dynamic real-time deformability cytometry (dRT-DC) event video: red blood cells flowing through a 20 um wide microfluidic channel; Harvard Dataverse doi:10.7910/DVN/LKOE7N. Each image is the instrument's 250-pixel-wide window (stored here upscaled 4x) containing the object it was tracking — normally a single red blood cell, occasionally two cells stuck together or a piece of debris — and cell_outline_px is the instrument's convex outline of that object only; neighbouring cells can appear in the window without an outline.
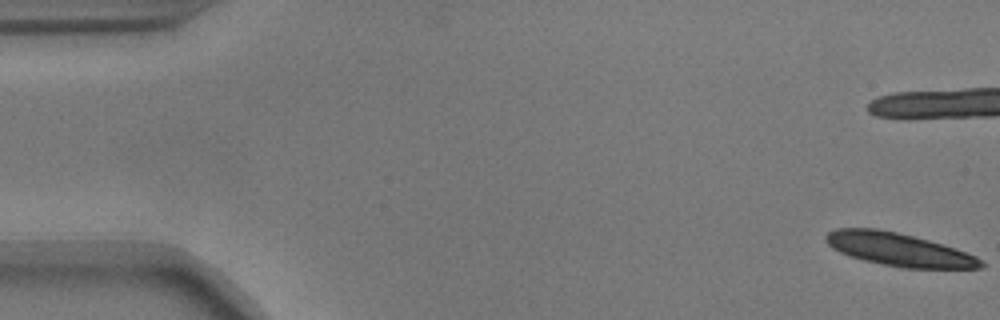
{"species": "common noctule bat (a hibernating species)", "species_latin": "Nyctalus noctula", "temperature_condition": "warm", "stored_images_in_passage": 55, "camera_frame_rate_fps": 3000, "um_per_image_px": 0.085, "animal": {"sex": "male", "body_mass_g": 17.9}, "frame": {"image": 1, "passage_image": 1, "time_ms": 0.0, "image_size_px": [1000, 320], "cell_outline_px": [[984, 264], [980, 268], [904, 268], [864, 260], [840, 252], [832, 248], [824, 240], [824, 236], [828, 232], [836, 228], [876, 228], [896, 232], [928, 240], [956, 248], [976, 256]], "centroid_in_image_um": [76.37, 21.2], "position_along_channel_um": 8.6, "area_um2": 29.54}}